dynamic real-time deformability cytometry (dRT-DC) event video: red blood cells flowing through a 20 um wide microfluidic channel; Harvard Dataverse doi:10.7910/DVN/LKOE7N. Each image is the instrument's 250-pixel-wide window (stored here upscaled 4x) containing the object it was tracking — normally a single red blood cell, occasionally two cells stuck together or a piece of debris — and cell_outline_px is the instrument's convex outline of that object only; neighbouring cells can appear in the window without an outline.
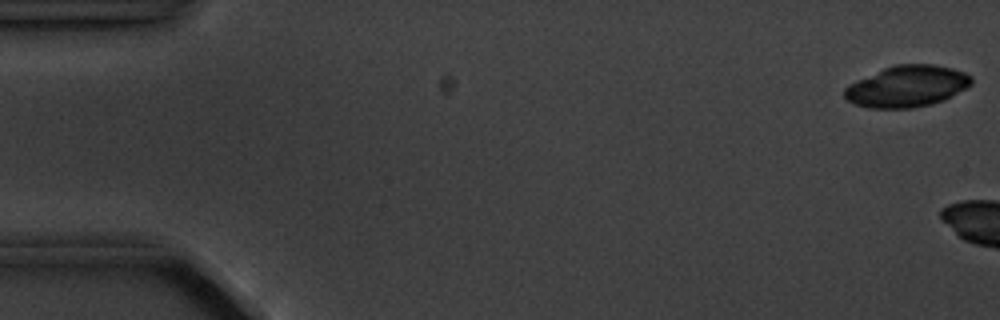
{"species": "common noctule bat (a hibernating species)", "species_latin": "Nyctalus noctula", "temperature_condition": "cold", "stored_images_in_passage": 12, "camera_frame_rate_fps": 3000, "um_per_image_px": 0.085, "animal": {"sex": "male", "body_mass_g": 20.1, "forearm_length_mm": 53.5}, "frame": {"image": 1, "passage_image": 1, "time_ms": 0.0, "image_size_px": [1000, 320], "cell_outline_px": [[972, 84], [968, 88], [944, 100], [912, 108], [868, 108], [856, 104], [848, 100], [844, 96], [844, 88], [848, 84], [856, 80], [884, 68], [896, 64], [932, 64], [952, 68], [964, 72], [972, 76]], "centroid_in_image_um": [77.11, 7.33], "position_along_channel_um": 7.9, "area_um2": 30.63}}